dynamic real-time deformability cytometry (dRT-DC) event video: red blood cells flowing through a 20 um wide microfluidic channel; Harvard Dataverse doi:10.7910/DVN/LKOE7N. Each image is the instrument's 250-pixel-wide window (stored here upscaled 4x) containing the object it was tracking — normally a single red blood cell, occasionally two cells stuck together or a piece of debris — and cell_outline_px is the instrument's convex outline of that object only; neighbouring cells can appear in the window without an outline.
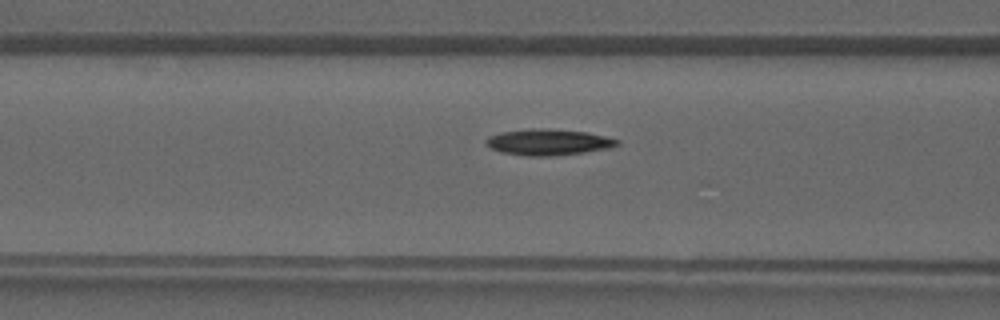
{"species": "common noctule bat (a hibernating species)", "species_latin": "Nyctalus noctula", "temperature_condition": "warm", "stored_images_in_passage": 39, "camera_frame_rate_fps": 3000, "um_per_image_px": 0.085, "animal": {"sex": "male", "forearm_length_mm": 52.5}, "frame": {"image": 1, "passage_image": 14, "time_ms": 4.333, "image_size_px": [1000, 320], "cell_outline_px": [[620, 144], [612, 148], [584, 152], [552, 156], [528, 156], [500, 152], [484, 144], [484, 140], [488, 136], [500, 132], [532, 128], [548, 128], [588, 132], [620, 140]], "centroid_in_image_um": [46.6, 12.07], "position_along_channel_um": 120.0, "area_um2": 20.23}}
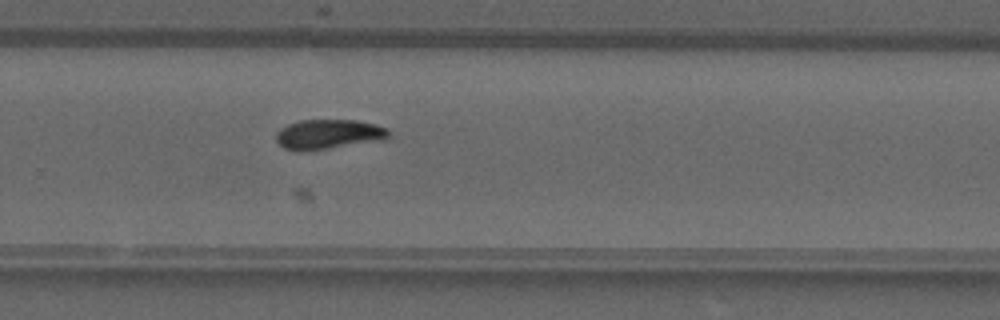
{"frame": {"image": 2, "passage_image": 25, "time_ms": 8.0, "image_size_px": [1000, 320], "cell_outline_px": [[388, 136], [384, 140], [300, 152], [296, 152], [284, 148], [276, 140], [276, 132], [280, 128], [288, 124], [300, 120], [356, 120], [376, 124], [388, 128]], "centroid_in_image_um": [27.89, 11.41], "position_along_channel_um": 301.9, "area_um2": 19.59}}
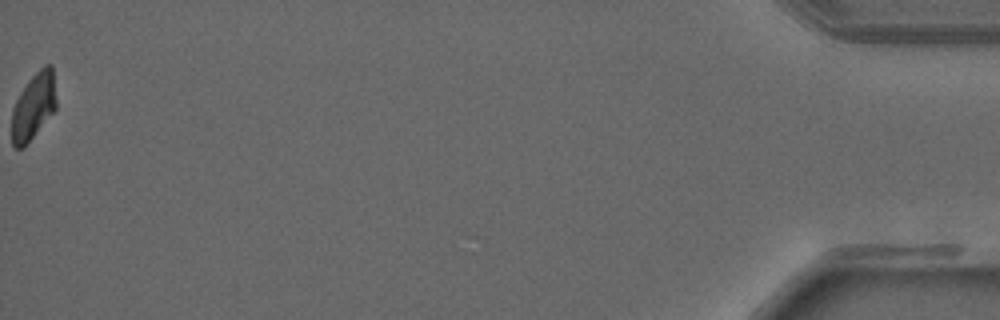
{"frame": {"image": 3, "passage_image": 39, "time_ms": 12.667, "image_size_px": [1000, 320], "cell_outline_px": [[56, 108], [24, 148], [12, 148], [12, 108], [20, 92], [28, 80], [44, 64], [52, 64], [56, 100]], "centroid_in_image_um": [2.83, 9.04], "position_along_channel_um": 432.4, "area_um2": 17.28}}